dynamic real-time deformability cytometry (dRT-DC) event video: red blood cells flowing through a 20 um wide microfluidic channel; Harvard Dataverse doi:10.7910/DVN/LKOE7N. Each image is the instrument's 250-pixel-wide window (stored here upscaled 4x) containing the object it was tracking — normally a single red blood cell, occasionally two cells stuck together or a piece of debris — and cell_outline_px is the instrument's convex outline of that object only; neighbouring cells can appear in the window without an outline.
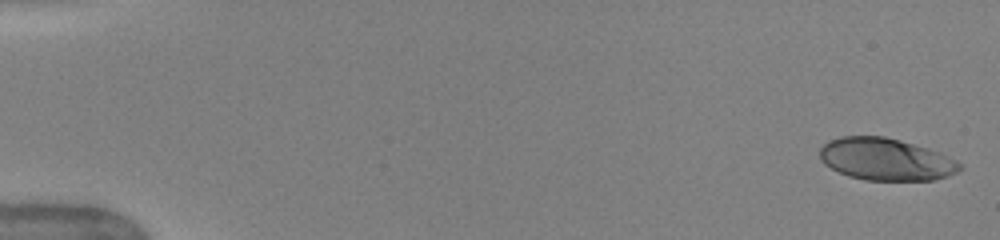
{"species": "human", "species_latin": "Homo sapiens", "temperature_condition": "warm", "stored_images_in_passage": 50, "camera_frame_rate_fps": 3000, "um_per_image_px": 0.085, "donor": {"sex": "female"}, "frame": {"image": 1, "passage_image": 1, "time_ms": 0.0, "image_size_px": [1000, 240], "cell_outline_px": [[960, 168], [956, 172], [948, 176], [932, 180], [864, 180], [848, 176], [824, 164], [820, 160], [820, 148], [828, 140], [840, 136], [884, 136], [900, 140], [928, 148], [940, 152], [960, 164]], "centroid_in_image_um": [75.25, 13.53], "position_along_channel_um": 9.8, "area_um2": 34.28}}
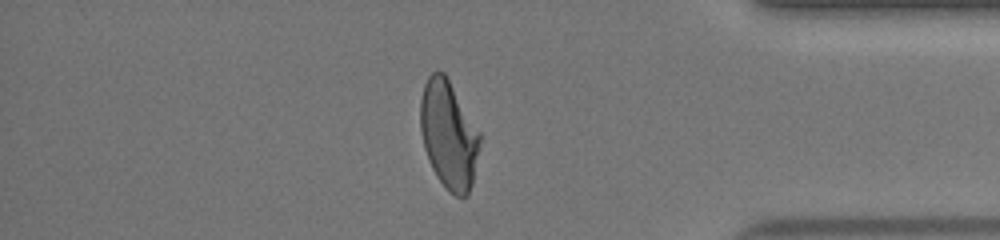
{"frame": {"image": 2, "passage_image": 43, "time_ms": 14.0, "image_size_px": [1000, 240], "cell_outline_px": [[480, 144], [472, 184], [468, 196], [456, 196], [448, 192], [436, 176], [428, 160], [424, 148], [420, 132], [420, 100], [424, 84], [428, 76], [432, 72], [444, 72], [480, 132]], "centroid_in_image_um": [38.12, 11.47], "position_along_channel_um": 397.1, "area_um2": 37.45}}
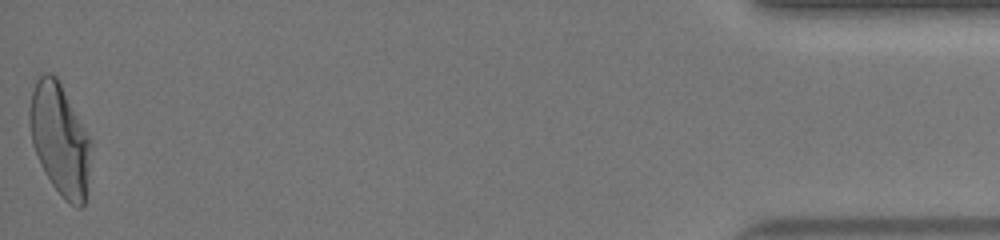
{"frame": {"image": 3, "passage_image": 50, "time_ms": 16.333, "image_size_px": [1000, 240], "cell_outline_px": [[92, 144], [84, 204], [80, 208], [76, 208], [52, 184], [40, 164], [32, 144], [28, 120], [28, 112], [32, 92], [36, 80], [44, 72], [52, 72], [56, 76], [88, 136]], "centroid_in_image_um": [5.05, 11.81], "position_along_channel_um": 430.1, "area_um2": 39.13}, "authors_computed_cell_mechanics": {"area_um2": 37.3966, "velocity_mm_per_s": 4.06, "shape_relaxation_time_tau1_ms": 5.5307, "shape_relaxation_time_tau2_ms": 0.9388, "deformation_change_tau1": 0.2359, "deformation_change_tau2": 0.0836}}